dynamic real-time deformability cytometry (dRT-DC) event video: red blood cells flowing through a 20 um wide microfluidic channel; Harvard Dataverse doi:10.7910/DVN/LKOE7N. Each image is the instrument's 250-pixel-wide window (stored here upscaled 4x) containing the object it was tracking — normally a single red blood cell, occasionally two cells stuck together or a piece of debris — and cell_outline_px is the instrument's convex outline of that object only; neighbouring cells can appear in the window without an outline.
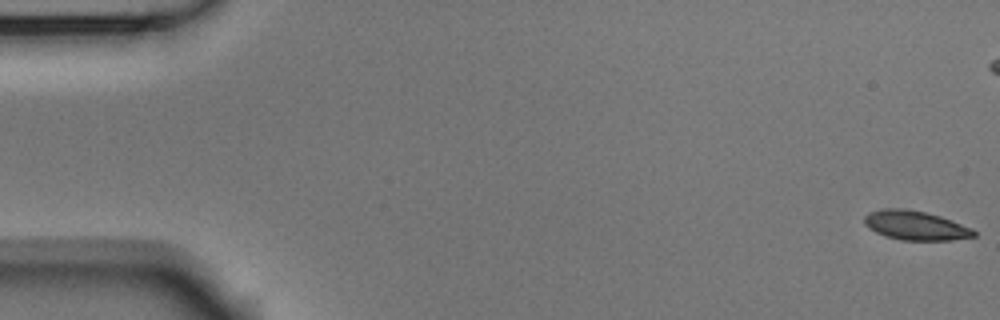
{"species": "Egyptian fruit bat (a non-hibernating species)", "species_latin": "Rousettus aegyptiacus", "temperature_condition": "room temperature", "stored_images_in_passage": 55, "camera_frame_rate_fps": 3000, "um_per_image_px": 0.085, "animal": {"sex": "male"}, "frame": {"image": 1, "passage_image": 1, "time_ms": 0.0, "image_size_px": [1000, 320], "cell_outline_px": [[976, 236], [952, 240], [900, 240], [876, 232], [868, 228], [864, 224], [864, 216], [872, 212], [888, 208], [904, 208], [924, 212], [940, 216], [972, 228], [976, 232]], "centroid_in_image_um": [77.83, 19.17], "position_along_channel_um": 7.2, "area_um2": 18.44}}
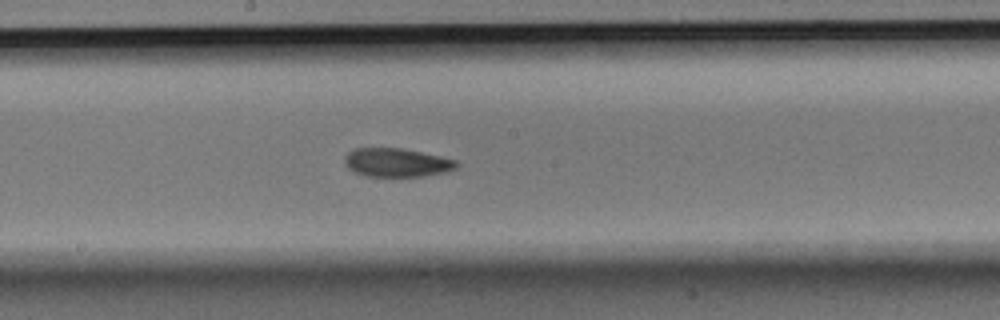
{"frame": {"image": 2, "passage_image": 29, "time_ms": 9.333, "image_size_px": [1000, 320], "cell_outline_px": [[460, 164], [456, 168], [448, 172], [424, 176], [364, 176], [348, 168], [344, 164], [344, 156], [352, 148], [404, 148], [440, 156], [456, 160]], "centroid_in_image_um": [33.73, 13.81], "position_along_channel_um": 214.5, "area_um2": 18.9}}
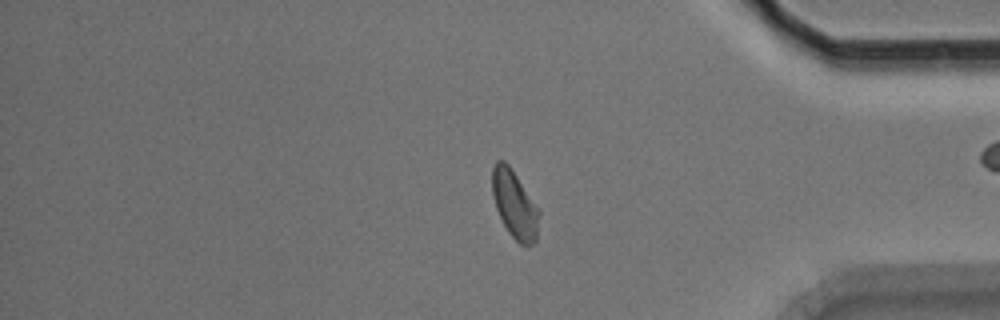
{"frame": {"image": 3, "passage_image": 45, "time_ms": 14.667, "image_size_px": [1000, 320], "cell_outline_px": [[540, 212], [536, 240], [532, 244], [520, 244], [508, 232], [496, 208], [492, 196], [492, 168], [496, 160], [504, 160], [512, 168]], "centroid_in_image_um": [43.72, 17.34], "position_along_channel_um": 391.5, "area_um2": 18.32}, "authors_computed_cell_mechanics": {"area_um2": 18.7272, "velocity_mm_per_s": 3.7413, "shape_relaxation_time_tau1_ms": 7.6001, "shape_relaxation_time_tau2_ms": 7.0449, "deformation_change_tau1": 0.1474, "deformation_change_tau2": 0.1081}}